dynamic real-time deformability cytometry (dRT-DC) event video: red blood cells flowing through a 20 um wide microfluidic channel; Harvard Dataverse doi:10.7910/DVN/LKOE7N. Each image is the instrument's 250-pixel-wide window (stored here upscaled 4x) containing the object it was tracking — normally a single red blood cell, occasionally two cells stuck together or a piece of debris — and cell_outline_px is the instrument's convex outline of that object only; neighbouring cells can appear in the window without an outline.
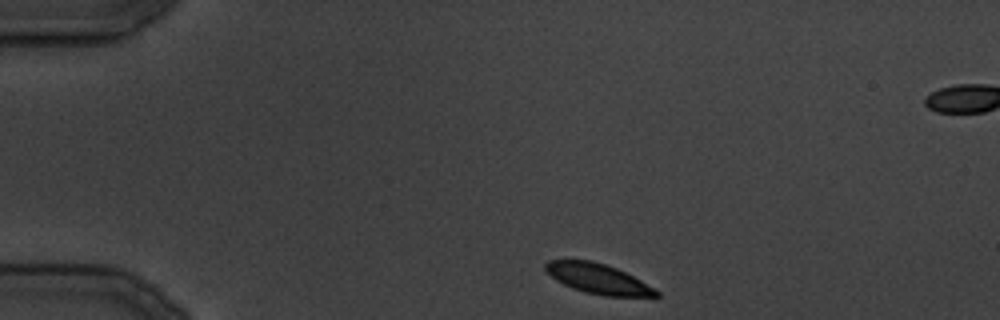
{"species": "common noctule bat (a hibernating species)", "species_latin": "Nyctalus noctula", "temperature_condition": "cold", "stored_images_in_passage": 29, "camera_frame_rate_fps": 3000, "um_per_image_px": 0.085, "animal": {"sex": "male", "body_mass_g": 19.5, "forearm_length_mm": 54.6}, "frame": {"image": 1, "passage_image": 1, "time_ms": 0.0, "image_size_px": [1000, 320], "cell_outline_px": [[660, 296], [604, 296], [584, 292], [572, 288], [556, 280], [544, 268], [544, 264], [548, 260], [592, 260], [616, 268], [640, 280], [660, 292]], "centroid_in_image_um": [50.81, 23.69], "position_along_channel_um": 34.2, "area_um2": 19.13}}
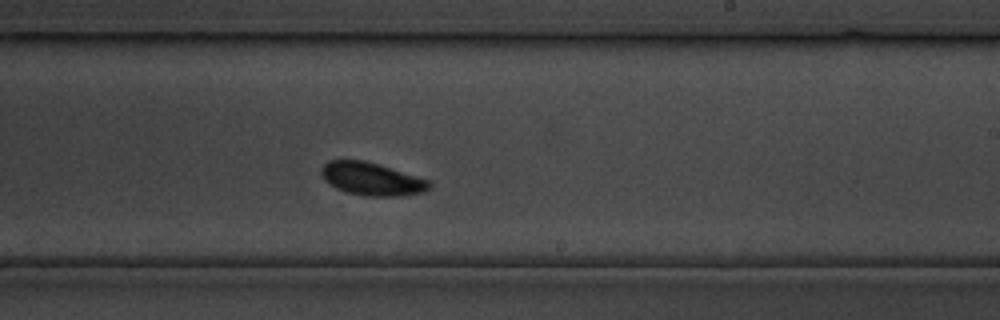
{"frame": {"image": 2, "passage_image": 16, "time_ms": 18.0, "image_size_px": [1000, 320], "cell_outline_px": [[432, 188], [424, 192], [396, 196], [368, 196], [348, 192], [336, 188], [328, 184], [324, 180], [320, 172], [320, 168], [328, 160], [364, 160], [380, 164], [432, 180]], "centroid_in_image_um": [31.63, 15.2], "position_along_channel_um": 257.4, "area_um2": 21.04}}
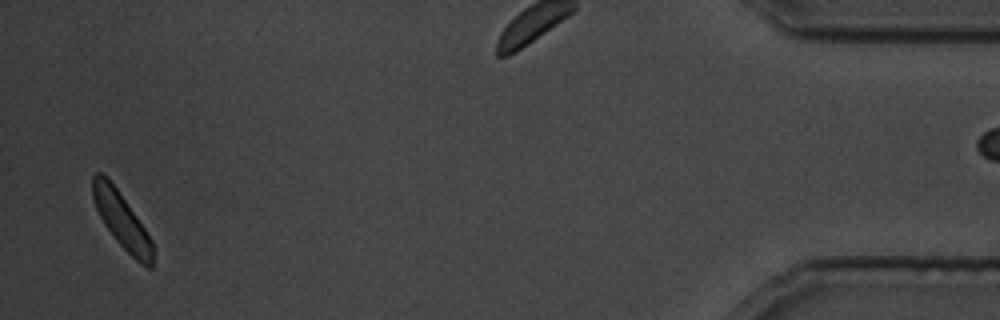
{"frame": {"image": 3, "passage_image": 28, "time_ms": 33.667, "image_size_px": [1000, 320], "cell_outline_px": [[152, 268], [148, 268], [140, 264], [116, 240], [104, 224], [96, 208], [92, 196], [92, 176], [96, 172], [100, 172], [108, 176], [144, 228], [152, 240]], "centroid_in_image_um": [10.31, 18.69], "position_along_channel_um": 424.9, "area_um2": 19.13}}